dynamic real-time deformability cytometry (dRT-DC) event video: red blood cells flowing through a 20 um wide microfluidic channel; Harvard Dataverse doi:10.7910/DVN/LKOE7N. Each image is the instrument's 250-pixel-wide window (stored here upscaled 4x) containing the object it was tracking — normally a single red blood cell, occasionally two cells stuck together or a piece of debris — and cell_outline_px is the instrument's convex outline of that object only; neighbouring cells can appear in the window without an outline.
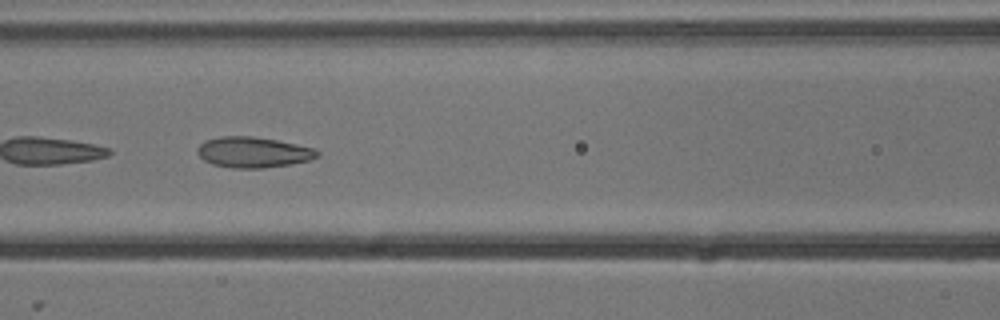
{"species": "common noctule bat (a hibernating species)", "species_latin": "Nyctalus noctula", "temperature_condition": "cold", "stored_images_in_passage": 10, "camera_frame_rate_fps": 3000, "um_per_image_px": 0.085, "animal": {"sex": "male", "body_mass_g": 13.3}, "frame": {"image": 1, "passage_image": 6, "time_ms": 1.667, "image_size_px": [1000, 320], "cell_outline_px": [[320, 156], [312, 160], [292, 164], [264, 168], [232, 168], [212, 164], [204, 160], [196, 152], [196, 148], [200, 144], [208, 140], [220, 136], [252, 136], [276, 140], [316, 148], [320, 152]], "centroid_in_image_um": [21.57, 12.95], "position_along_channel_um": 145.0, "area_um2": 21.62}}
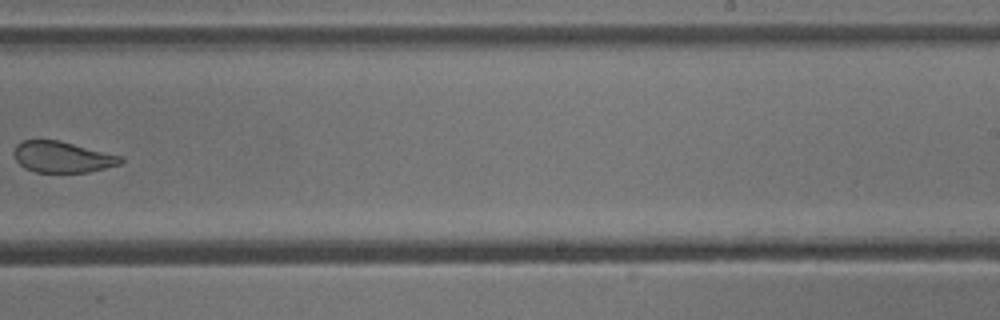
{"frame": {"image": 2, "passage_image": 9, "time_ms": 2.667, "image_size_px": [1000, 320], "cell_outline_px": [[124, 160], [120, 164], [88, 172], [36, 172], [24, 168], [16, 160], [12, 152], [16, 144], [24, 140], [60, 140], [124, 156]], "centroid_in_image_um": [5.3, 13.33], "position_along_channel_um": 283.7, "area_um2": 19.54}}
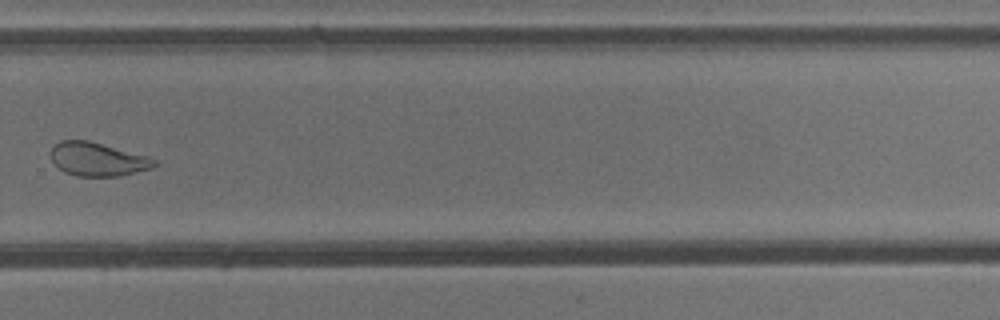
{"frame": {"image": 3, "passage_image": 10, "time_ms": 3.0, "image_size_px": [1000, 320], "cell_outline_px": [[160, 164], [152, 168], [120, 176], [76, 176], [64, 172], [52, 160], [48, 152], [60, 140], [88, 140], [148, 156], [156, 160]], "centroid_in_image_um": [8.31, 13.53], "position_along_channel_um": 321.5, "area_um2": 20.35}}